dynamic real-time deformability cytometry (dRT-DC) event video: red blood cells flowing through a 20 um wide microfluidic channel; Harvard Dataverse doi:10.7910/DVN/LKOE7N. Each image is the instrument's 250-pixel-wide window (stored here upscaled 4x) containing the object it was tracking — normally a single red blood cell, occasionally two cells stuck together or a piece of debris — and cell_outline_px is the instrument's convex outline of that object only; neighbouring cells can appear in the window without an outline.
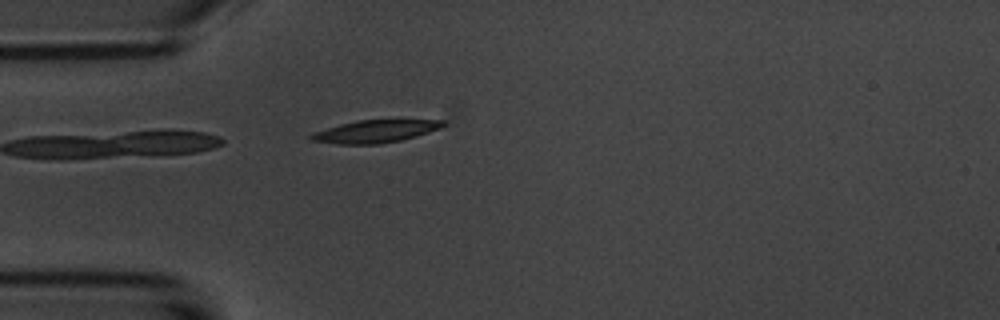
{"species": "common noctule bat (a hibernating species)", "species_latin": "Nyctalus noctula", "temperature_condition": "room temperature", "stored_images_in_passage": 1, "camera_frame_rate_fps": 3000, "um_per_image_px": 0.085, "animal": {"sex": "male", "body_mass_g": 20.1, "forearm_length_mm": 53.5}, "frame": {"image": 1, "passage_image": 1, "time_ms": 0.0, "image_size_px": [1000, 320], "cell_outline_px": [[444, 124], [440, 128], [416, 136], [400, 140], [380, 144], [336, 144], [312, 140], [308, 136], [312, 132], [340, 124], [356, 120], [444, 120]], "centroid_in_image_um": [31.84, 11.16], "position_along_channel_um": 53.2, "area_um2": 17.22}}